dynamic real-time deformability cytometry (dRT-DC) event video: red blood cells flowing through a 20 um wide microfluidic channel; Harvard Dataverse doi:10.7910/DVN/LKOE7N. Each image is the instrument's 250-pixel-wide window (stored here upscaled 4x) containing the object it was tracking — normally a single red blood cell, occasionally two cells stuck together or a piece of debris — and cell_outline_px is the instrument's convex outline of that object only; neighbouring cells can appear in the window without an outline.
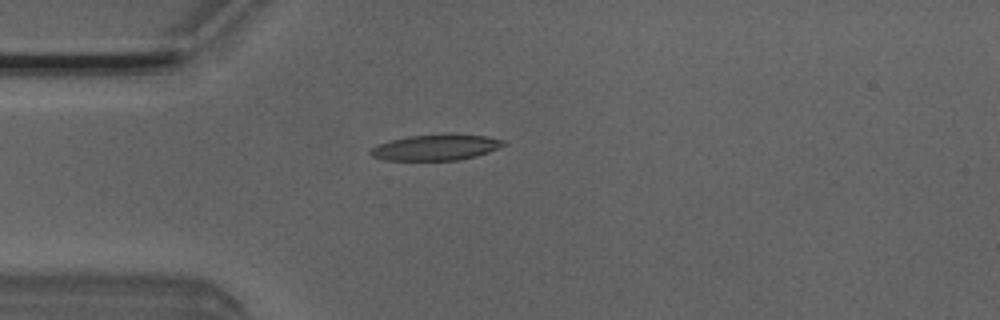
{"species": "Egyptian fruit bat (a non-hibernating species)", "species_latin": "Rousettus aegyptiacus", "temperature_condition": "room temperature", "stored_images_in_passage": 4, "camera_frame_rate_fps": 3000, "um_per_image_px": 0.085, "animal": {"sex": "male"}, "frame": {"image": 1, "passage_image": 3, "time_ms": 0.667, "image_size_px": [1000, 320], "cell_outline_px": [[504, 144], [488, 152], [476, 156], [460, 160], [384, 160], [372, 156], [368, 152], [376, 144], [388, 140], [408, 136], [488, 136], [504, 140]], "centroid_in_image_um": [36.95, 12.56], "position_along_channel_um": 48.0, "area_um2": 19.36}}